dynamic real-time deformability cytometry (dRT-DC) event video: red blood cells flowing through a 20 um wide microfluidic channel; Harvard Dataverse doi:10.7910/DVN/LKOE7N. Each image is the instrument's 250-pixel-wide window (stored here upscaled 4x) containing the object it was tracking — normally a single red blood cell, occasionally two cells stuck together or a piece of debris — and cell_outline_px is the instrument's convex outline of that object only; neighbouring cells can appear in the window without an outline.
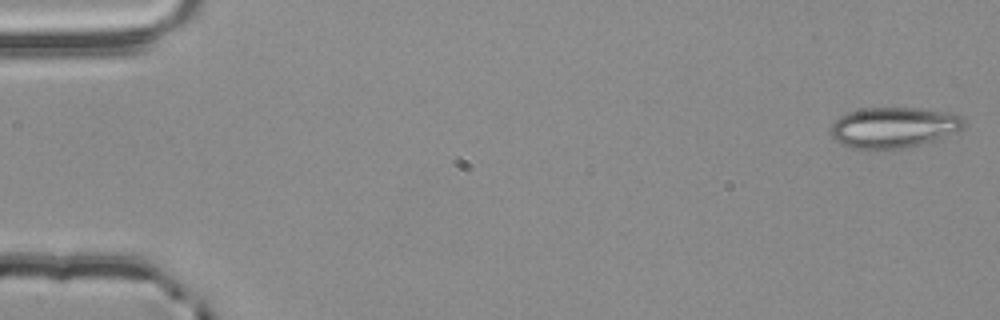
{"species": "common noctule bat (a hibernating species)", "species_latin": "Nyctalus noctula", "temperature_condition": "room temperature", "stored_images_in_passage": 4, "camera_frame_rate_fps": 3000, "um_per_image_px": 0.085, "animal": {"sex": "male", "body_mass_g": 20.4}, "frame": {"image": 1, "passage_image": 1, "time_ms": 0.0, "image_size_px": [1000, 320], "cell_outline_px": [[964, 128], [932, 140], [920, 144], [904, 148], [852, 148], [840, 144], [832, 136], [832, 124], [840, 116], [848, 112], [864, 108], [916, 108], [944, 112], [960, 116], [964, 120]], "centroid_in_image_um": [75.92, 10.82], "position_along_channel_um": 9.1, "area_um2": 30.87}}
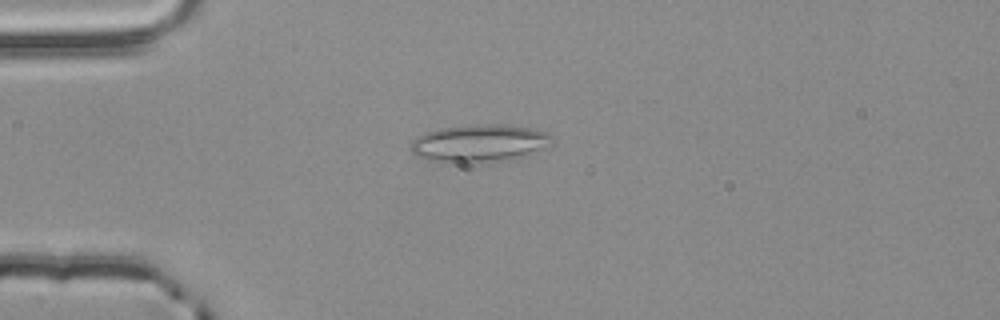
{"frame": {"image": 2, "passage_image": 4, "time_ms": 1.0, "image_size_px": [1000, 320], "cell_outline_px": [[556, 140], [528, 156], [500, 160], [460, 164], [428, 160], [416, 156], [412, 152], [412, 140], [416, 136], [440, 128], [484, 124], [500, 124], [528, 128], [548, 132], [556, 136]], "centroid_in_image_um": [40.77, 12.19], "position_along_channel_um": 44.2, "area_um2": 31.04}}